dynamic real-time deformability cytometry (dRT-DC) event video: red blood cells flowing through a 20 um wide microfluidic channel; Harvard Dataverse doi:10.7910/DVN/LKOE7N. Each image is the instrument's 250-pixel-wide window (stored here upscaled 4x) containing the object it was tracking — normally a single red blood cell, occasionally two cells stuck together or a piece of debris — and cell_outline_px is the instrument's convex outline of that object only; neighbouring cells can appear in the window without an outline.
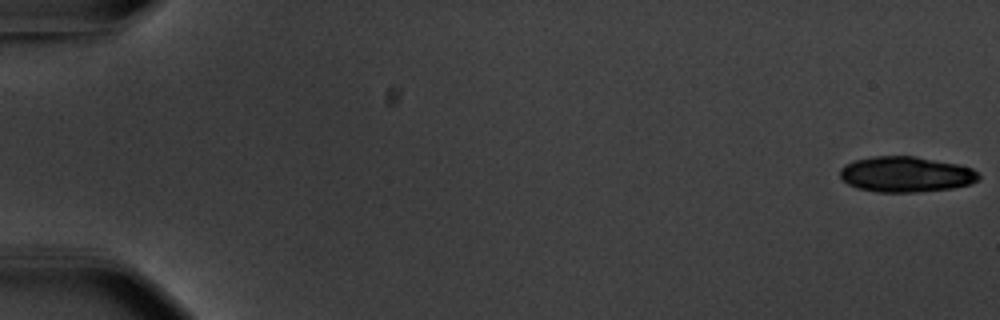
{"species": "common noctule bat (a hibernating species)", "species_latin": "Nyctalus noctula", "temperature_condition": "warm", "stored_images_in_passage": 10, "camera_frame_rate_fps": 3000, "um_per_image_px": 0.085, "animal": {"sex": "male", "body_mass_g": 20.1, "forearm_length_mm": 53.5}, "frame": {"image": 1, "passage_image": 1, "time_ms": 0.0, "image_size_px": [1000, 320], "cell_outline_px": [[980, 176], [972, 184], [952, 188], [916, 192], [876, 192], [856, 188], [848, 184], [840, 176], [840, 168], [844, 164], [856, 160], [872, 156], [916, 156], [960, 164], [972, 168]], "centroid_in_image_um": [77.0, 14.81], "position_along_channel_um": 8.0, "area_um2": 28.9}}